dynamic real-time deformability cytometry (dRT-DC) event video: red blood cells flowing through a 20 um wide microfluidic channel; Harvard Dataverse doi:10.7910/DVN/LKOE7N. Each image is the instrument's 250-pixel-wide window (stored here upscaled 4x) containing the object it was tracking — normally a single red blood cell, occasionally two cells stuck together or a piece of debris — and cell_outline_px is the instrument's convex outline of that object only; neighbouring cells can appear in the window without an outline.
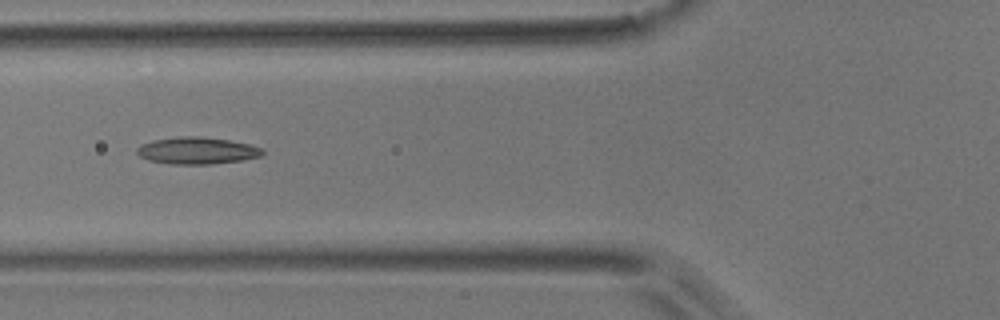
{"species": "common noctule bat (a hibernating species)", "species_latin": "Nyctalus noctula", "temperature_condition": "room temperature", "stored_images_in_passage": 6, "camera_frame_rate_fps": 3000, "um_per_image_px": 0.085, "animal": {"sex": "male", "body_mass_g": 17.9}, "frame": {"image": 1, "passage_image": 5, "time_ms": 4.667, "image_size_px": [1000, 320], "cell_outline_px": [[264, 152], [260, 156], [240, 160], [212, 164], [172, 164], [148, 160], [140, 156], [136, 152], [136, 148], [140, 144], [152, 140], [180, 136], [200, 136], [228, 140], [248, 144], [264, 148]], "centroid_in_image_um": [16.71, 12.79], "position_along_channel_um": 109.1, "area_um2": 19.71}}
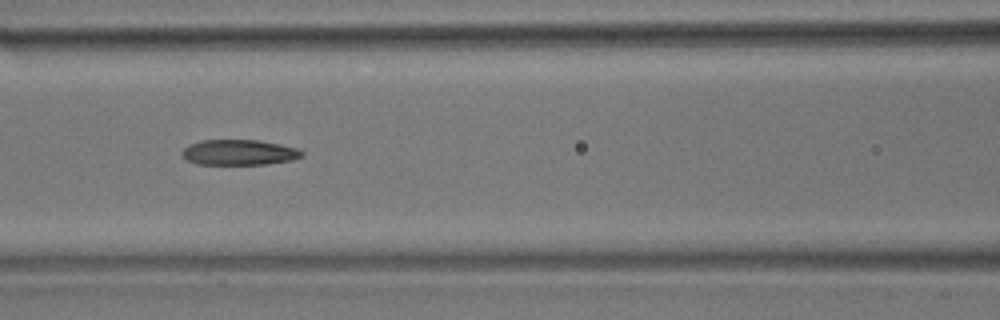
{"frame": {"image": 2, "passage_image": 6, "time_ms": 5.667, "image_size_px": [1000, 320], "cell_outline_px": [[304, 156], [292, 160], [264, 164], [196, 164], [184, 160], [180, 152], [188, 144], [204, 140], [260, 140], [296, 148], [304, 152]], "centroid_in_image_um": [20.28, 12.95], "position_along_channel_um": 146.3, "area_um2": 17.86}}